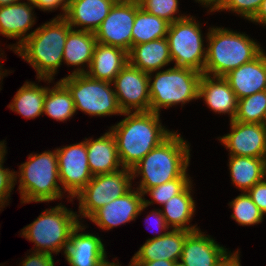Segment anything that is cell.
I'll return each instance as SVG.
<instances>
[{
    "instance_id": "obj_1",
    "label": "cell",
    "mask_w": 266,
    "mask_h": 266,
    "mask_svg": "<svg viewBox=\"0 0 266 266\" xmlns=\"http://www.w3.org/2000/svg\"><path fill=\"white\" fill-rule=\"evenodd\" d=\"M122 115L125 118L109 128L116 139L121 165L131 169L174 131L162 125L159 113L124 112Z\"/></svg>"
},
{
    "instance_id": "obj_2",
    "label": "cell",
    "mask_w": 266,
    "mask_h": 266,
    "mask_svg": "<svg viewBox=\"0 0 266 266\" xmlns=\"http://www.w3.org/2000/svg\"><path fill=\"white\" fill-rule=\"evenodd\" d=\"M190 146L181 134L174 131L131 168L133 180L141 177L136 188L143 194L148 188L178 177H190L187 172Z\"/></svg>"
},
{
    "instance_id": "obj_3",
    "label": "cell",
    "mask_w": 266,
    "mask_h": 266,
    "mask_svg": "<svg viewBox=\"0 0 266 266\" xmlns=\"http://www.w3.org/2000/svg\"><path fill=\"white\" fill-rule=\"evenodd\" d=\"M72 27L63 17H54L41 24L13 52L31 65L38 82L54 80L63 62L66 38Z\"/></svg>"
},
{
    "instance_id": "obj_4",
    "label": "cell",
    "mask_w": 266,
    "mask_h": 266,
    "mask_svg": "<svg viewBox=\"0 0 266 266\" xmlns=\"http://www.w3.org/2000/svg\"><path fill=\"white\" fill-rule=\"evenodd\" d=\"M206 35L204 74L224 77L232 70L258 57L264 49L245 32L209 27Z\"/></svg>"
},
{
    "instance_id": "obj_5",
    "label": "cell",
    "mask_w": 266,
    "mask_h": 266,
    "mask_svg": "<svg viewBox=\"0 0 266 266\" xmlns=\"http://www.w3.org/2000/svg\"><path fill=\"white\" fill-rule=\"evenodd\" d=\"M15 181L19 183L21 204L49 203L66 195L59 178L56 149L30 153L28 160L19 165V172H15Z\"/></svg>"
},
{
    "instance_id": "obj_6",
    "label": "cell",
    "mask_w": 266,
    "mask_h": 266,
    "mask_svg": "<svg viewBox=\"0 0 266 266\" xmlns=\"http://www.w3.org/2000/svg\"><path fill=\"white\" fill-rule=\"evenodd\" d=\"M77 213L62 203L47 208L31 224L21 229L20 236L34 243L32 251L51 255H57L60 251L64 253L72 231L81 223Z\"/></svg>"
},
{
    "instance_id": "obj_7",
    "label": "cell",
    "mask_w": 266,
    "mask_h": 266,
    "mask_svg": "<svg viewBox=\"0 0 266 266\" xmlns=\"http://www.w3.org/2000/svg\"><path fill=\"white\" fill-rule=\"evenodd\" d=\"M201 76L194 69L176 66L149 73L150 111L160 114L162 108L198 100Z\"/></svg>"
},
{
    "instance_id": "obj_8",
    "label": "cell",
    "mask_w": 266,
    "mask_h": 266,
    "mask_svg": "<svg viewBox=\"0 0 266 266\" xmlns=\"http://www.w3.org/2000/svg\"><path fill=\"white\" fill-rule=\"evenodd\" d=\"M60 81L70 91L75 111L91 117L122 116L112 83L92 79L87 74L66 75Z\"/></svg>"
},
{
    "instance_id": "obj_9",
    "label": "cell",
    "mask_w": 266,
    "mask_h": 266,
    "mask_svg": "<svg viewBox=\"0 0 266 266\" xmlns=\"http://www.w3.org/2000/svg\"><path fill=\"white\" fill-rule=\"evenodd\" d=\"M201 28L199 21L189 15L169 24L167 39L174 66L191 68L203 74L206 47Z\"/></svg>"
},
{
    "instance_id": "obj_10",
    "label": "cell",
    "mask_w": 266,
    "mask_h": 266,
    "mask_svg": "<svg viewBox=\"0 0 266 266\" xmlns=\"http://www.w3.org/2000/svg\"><path fill=\"white\" fill-rule=\"evenodd\" d=\"M132 181V171L129 168L93 176L87 185L73 197L79 201L78 219H88L99 208L126 194L133 188Z\"/></svg>"
},
{
    "instance_id": "obj_11",
    "label": "cell",
    "mask_w": 266,
    "mask_h": 266,
    "mask_svg": "<svg viewBox=\"0 0 266 266\" xmlns=\"http://www.w3.org/2000/svg\"><path fill=\"white\" fill-rule=\"evenodd\" d=\"M56 152L61 186L71 202L93 178L88 163L86 142L59 147L56 148Z\"/></svg>"
},
{
    "instance_id": "obj_12",
    "label": "cell",
    "mask_w": 266,
    "mask_h": 266,
    "mask_svg": "<svg viewBox=\"0 0 266 266\" xmlns=\"http://www.w3.org/2000/svg\"><path fill=\"white\" fill-rule=\"evenodd\" d=\"M135 15L136 0H117L95 32L97 42L129 52Z\"/></svg>"
},
{
    "instance_id": "obj_13",
    "label": "cell",
    "mask_w": 266,
    "mask_h": 266,
    "mask_svg": "<svg viewBox=\"0 0 266 266\" xmlns=\"http://www.w3.org/2000/svg\"><path fill=\"white\" fill-rule=\"evenodd\" d=\"M112 84L123 113L150 111L148 73L127 63Z\"/></svg>"
},
{
    "instance_id": "obj_14",
    "label": "cell",
    "mask_w": 266,
    "mask_h": 266,
    "mask_svg": "<svg viewBox=\"0 0 266 266\" xmlns=\"http://www.w3.org/2000/svg\"><path fill=\"white\" fill-rule=\"evenodd\" d=\"M230 122V133L218 137L228 155L266 159V124Z\"/></svg>"
},
{
    "instance_id": "obj_15",
    "label": "cell",
    "mask_w": 266,
    "mask_h": 266,
    "mask_svg": "<svg viewBox=\"0 0 266 266\" xmlns=\"http://www.w3.org/2000/svg\"><path fill=\"white\" fill-rule=\"evenodd\" d=\"M143 200V194L137 188H132L123 196L96 210L88 219L103 231L111 230L135 221L138 215L140 216L141 212L147 208Z\"/></svg>"
},
{
    "instance_id": "obj_16",
    "label": "cell",
    "mask_w": 266,
    "mask_h": 266,
    "mask_svg": "<svg viewBox=\"0 0 266 266\" xmlns=\"http://www.w3.org/2000/svg\"><path fill=\"white\" fill-rule=\"evenodd\" d=\"M86 227L81 222L72 231L64 258L70 266H105L109 261L104 243L99 235L83 233Z\"/></svg>"
},
{
    "instance_id": "obj_17",
    "label": "cell",
    "mask_w": 266,
    "mask_h": 266,
    "mask_svg": "<svg viewBox=\"0 0 266 266\" xmlns=\"http://www.w3.org/2000/svg\"><path fill=\"white\" fill-rule=\"evenodd\" d=\"M34 8L37 7L30 0L0 6V35L18 40L8 45L10 50L14 51L35 31L31 30L36 22Z\"/></svg>"
},
{
    "instance_id": "obj_18",
    "label": "cell",
    "mask_w": 266,
    "mask_h": 266,
    "mask_svg": "<svg viewBox=\"0 0 266 266\" xmlns=\"http://www.w3.org/2000/svg\"><path fill=\"white\" fill-rule=\"evenodd\" d=\"M230 253L211 235L198 229L187 235L179 261L185 266H217Z\"/></svg>"
},
{
    "instance_id": "obj_19",
    "label": "cell",
    "mask_w": 266,
    "mask_h": 266,
    "mask_svg": "<svg viewBox=\"0 0 266 266\" xmlns=\"http://www.w3.org/2000/svg\"><path fill=\"white\" fill-rule=\"evenodd\" d=\"M116 1L117 0H67L63 18L74 30L95 33L103 20L109 15Z\"/></svg>"
},
{
    "instance_id": "obj_20",
    "label": "cell",
    "mask_w": 266,
    "mask_h": 266,
    "mask_svg": "<svg viewBox=\"0 0 266 266\" xmlns=\"http://www.w3.org/2000/svg\"><path fill=\"white\" fill-rule=\"evenodd\" d=\"M198 99L211 111L218 114H228L229 121L234 120L238 110V98L224 77L202 74L199 82Z\"/></svg>"
},
{
    "instance_id": "obj_21",
    "label": "cell",
    "mask_w": 266,
    "mask_h": 266,
    "mask_svg": "<svg viewBox=\"0 0 266 266\" xmlns=\"http://www.w3.org/2000/svg\"><path fill=\"white\" fill-rule=\"evenodd\" d=\"M190 231L170 229L162 237L148 238L133 255L130 262H152L155 260H180L183 244Z\"/></svg>"
},
{
    "instance_id": "obj_22",
    "label": "cell",
    "mask_w": 266,
    "mask_h": 266,
    "mask_svg": "<svg viewBox=\"0 0 266 266\" xmlns=\"http://www.w3.org/2000/svg\"><path fill=\"white\" fill-rule=\"evenodd\" d=\"M224 78L238 99L266 90V52L232 70Z\"/></svg>"
},
{
    "instance_id": "obj_23",
    "label": "cell",
    "mask_w": 266,
    "mask_h": 266,
    "mask_svg": "<svg viewBox=\"0 0 266 266\" xmlns=\"http://www.w3.org/2000/svg\"><path fill=\"white\" fill-rule=\"evenodd\" d=\"M84 141L93 176L113 173L124 168L119 159L116 139L110 129L97 139L89 137Z\"/></svg>"
},
{
    "instance_id": "obj_24",
    "label": "cell",
    "mask_w": 266,
    "mask_h": 266,
    "mask_svg": "<svg viewBox=\"0 0 266 266\" xmlns=\"http://www.w3.org/2000/svg\"><path fill=\"white\" fill-rule=\"evenodd\" d=\"M96 44L94 32L72 29L68 33L63 51V63L73 66V71L69 75L87 73Z\"/></svg>"
},
{
    "instance_id": "obj_25",
    "label": "cell",
    "mask_w": 266,
    "mask_h": 266,
    "mask_svg": "<svg viewBox=\"0 0 266 266\" xmlns=\"http://www.w3.org/2000/svg\"><path fill=\"white\" fill-rule=\"evenodd\" d=\"M128 63L148 74L164 69L172 63L167 37L132 46Z\"/></svg>"
},
{
    "instance_id": "obj_26",
    "label": "cell",
    "mask_w": 266,
    "mask_h": 266,
    "mask_svg": "<svg viewBox=\"0 0 266 266\" xmlns=\"http://www.w3.org/2000/svg\"><path fill=\"white\" fill-rule=\"evenodd\" d=\"M127 63V51L97 42L91 65L86 74L92 79L112 83Z\"/></svg>"
},
{
    "instance_id": "obj_27",
    "label": "cell",
    "mask_w": 266,
    "mask_h": 266,
    "mask_svg": "<svg viewBox=\"0 0 266 266\" xmlns=\"http://www.w3.org/2000/svg\"><path fill=\"white\" fill-rule=\"evenodd\" d=\"M192 184L193 182L181 193L171 197L160 209L167 225L172 229H182L190 232L200 229L197 224L192 225L190 223L196 211V202L192 196Z\"/></svg>"
},
{
    "instance_id": "obj_28",
    "label": "cell",
    "mask_w": 266,
    "mask_h": 266,
    "mask_svg": "<svg viewBox=\"0 0 266 266\" xmlns=\"http://www.w3.org/2000/svg\"><path fill=\"white\" fill-rule=\"evenodd\" d=\"M228 158L231 183L241 192H247L265 178L266 159L235 155Z\"/></svg>"
},
{
    "instance_id": "obj_29",
    "label": "cell",
    "mask_w": 266,
    "mask_h": 266,
    "mask_svg": "<svg viewBox=\"0 0 266 266\" xmlns=\"http://www.w3.org/2000/svg\"><path fill=\"white\" fill-rule=\"evenodd\" d=\"M47 86H39L35 82L25 81L17 90L8 108L26 119H35L43 115L44 98Z\"/></svg>"
},
{
    "instance_id": "obj_30",
    "label": "cell",
    "mask_w": 266,
    "mask_h": 266,
    "mask_svg": "<svg viewBox=\"0 0 266 266\" xmlns=\"http://www.w3.org/2000/svg\"><path fill=\"white\" fill-rule=\"evenodd\" d=\"M169 23L145 12L136 0V15L132 28V46L167 37Z\"/></svg>"
},
{
    "instance_id": "obj_31",
    "label": "cell",
    "mask_w": 266,
    "mask_h": 266,
    "mask_svg": "<svg viewBox=\"0 0 266 266\" xmlns=\"http://www.w3.org/2000/svg\"><path fill=\"white\" fill-rule=\"evenodd\" d=\"M77 113L74 107V101L68 88L59 80L50 88L47 87L44 98L43 115L64 122Z\"/></svg>"
},
{
    "instance_id": "obj_32",
    "label": "cell",
    "mask_w": 266,
    "mask_h": 266,
    "mask_svg": "<svg viewBox=\"0 0 266 266\" xmlns=\"http://www.w3.org/2000/svg\"><path fill=\"white\" fill-rule=\"evenodd\" d=\"M234 120L266 124V90L238 99V110Z\"/></svg>"
},
{
    "instance_id": "obj_33",
    "label": "cell",
    "mask_w": 266,
    "mask_h": 266,
    "mask_svg": "<svg viewBox=\"0 0 266 266\" xmlns=\"http://www.w3.org/2000/svg\"><path fill=\"white\" fill-rule=\"evenodd\" d=\"M228 205L233 211L231 218L240 226L257 225L262 223L264 219L263 213L252 201L247 192H241V194L229 202Z\"/></svg>"
},
{
    "instance_id": "obj_34",
    "label": "cell",
    "mask_w": 266,
    "mask_h": 266,
    "mask_svg": "<svg viewBox=\"0 0 266 266\" xmlns=\"http://www.w3.org/2000/svg\"><path fill=\"white\" fill-rule=\"evenodd\" d=\"M192 181L191 177H178L162 185L148 188L143 196L149 195L152 199L144 198V205L148 207L156 203L163 206L171 197L181 193Z\"/></svg>"
},
{
    "instance_id": "obj_35",
    "label": "cell",
    "mask_w": 266,
    "mask_h": 266,
    "mask_svg": "<svg viewBox=\"0 0 266 266\" xmlns=\"http://www.w3.org/2000/svg\"><path fill=\"white\" fill-rule=\"evenodd\" d=\"M140 7L147 13L164 19L169 24L187 17L179 13L178 0H137ZM179 15H178V14ZM176 14V16H175Z\"/></svg>"
},
{
    "instance_id": "obj_36",
    "label": "cell",
    "mask_w": 266,
    "mask_h": 266,
    "mask_svg": "<svg viewBox=\"0 0 266 266\" xmlns=\"http://www.w3.org/2000/svg\"><path fill=\"white\" fill-rule=\"evenodd\" d=\"M262 0H219L213 7L207 10L211 12L229 11L251 21L261 6Z\"/></svg>"
},
{
    "instance_id": "obj_37",
    "label": "cell",
    "mask_w": 266,
    "mask_h": 266,
    "mask_svg": "<svg viewBox=\"0 0 266 266\" xmlns=\"http://www.w3.org/2000/svg\"><path fill=\"white\" fill-rule=\"evenodd\" d=\"M5 158L0 162V209L3 210L5 206L9 205L11 200V192L17 182L15 181V171L5 168ZM10 198V199H9Z\"/></svg>"
},
{
    "instance_id": "obj_38",
    "label": "cell",
    "mask_w": 266,
    "mask_h": 266,
    "mask_svg": "<svg viewBox=\"0 0 266 266\" xmlns=\"http://www.w3.org/2000/svg\"><path fill=\"white\" fill-rule=\"evenodd\" d=\"M30 253L20 261L19 266H55L53 255L35 251H31Z\"/></svg>"
},
{
    "instance_id": "obj_39",
    "label": "cell",
    "mask_w": 266,
    "mask_h": 266,
    "mask_svg": "<svg viewBox=\"0 0 266 266\" xmlns=\"http://www.w3.org/2000/svg\"><path fill=\"white\" fill-rule=\"evenodd\" d=\"M259 210L266 214V177L247 191Z\"/></svg>"
},
{
    "instance_id": "obj_40",
    "label": "cell",
    "mask_w": 266,
    "mask_h": 266,
    "mask_svg": "<svg viewBox=\"0 0 266 266\" xmlns=\"http://www.w3.org/2000/svg\"><path fill=\"white\" fill-rule=\"evenodd\" d=\"M147 224L152 223L151 225H154V227L158 228L156 232L159 233L158 235H155L153 238H159L162 237L165 233H167L171 228L167 225L166 220L164 216L162 215L160 209H153L147 214L146 219ZM146 222V221H145ZM149 227V225H148ZM149 229V228H148ZM153 232V231H152Z\"/></svg>"
},
{
    "instance_id": "obj_41",
    "label": "cell",
    "mask_w": 266,
    "mask_h": 266,
    "mask_svg": "<svg viewBox=\"0 0 266 266\" xmlns=\"http://www.w3.org/2000/svg\"><path fill=\"white\" fill-rule=\"evenodd\" d=\"M37 9H41V11H56L58 8L61 10L60 14L57 17H63L66 10L67 0H30ZM62 13V14H61Z\"/></svg>"
},
{
    "instance_id": "obj_42",
    "label": "cell",
    "mask_w": 266,
    "mask_h": 266,
    "mask_svg": "<svg viewBox=\"0 0 266 266\" xmlns=\"http://www.w3.org/2000/svg\"><path fill=\"white\" fill-rule=\"evenodd\" d=\"M240 260V252L239 250H235V252L230 253L223 261H221L217 266H242Z\"/></svg>"
},
{
    "instance_id": "obj_43",
    "label": "cell",
    "mask_w": 266,
    "mask_h": 266,
    "mask_svg": "<svg viewBox=\"0 0 266 266\" xmlns=\"http://www.w3.org/2000/svg\"><path fill=\"white\" fill-rule=\"evenodd\" d=\"M251 22L266 26V0H262L261 6Z\"/></svg>"
},
{
    "instance_id": "obj_44",
    "label": "cell",
    "mask_w": 266,
    "mask_h": 266,
    "mask_svg": "<svg viewBox=\"0 0 266 266\" xmlns=\"http://www.w3.org/2000/svg\"><path fill=\"white\" fill-rule=\"evenodd\" d=\"M131 266H173L174 262L168 260H155L152 262H129Z\"/></svg>"
},
{
    "instance_id": "obj_45",
    "label": "cell",
    "mask_w": 266,
    "mask_h": 266,
    "mask_svg": "<svg viewBox=\"0 0 266 266\" xmlns=\"http://www.w3.org/2000/svg\"><path fill=\"white\" fill-rule=\"evenodd\" d=\"M198 3H201L200 5H204L205 8H213L219 0H195Z\"/></svg>"
},
{
    "instance_id": "obj_46",
    "label": "cell",
    "mask_w": 266,
    "mask_h": 266,
    "mask_svg": "<svg viewBox=\"0 0 266 266\" xmlns=\"http://www.w3.org/2000/svg\"><path fill=\"white\" fill-rule=\"evenodd\" d=\"M2 49L0 50V57H1V55H2V57L1 58H4L3 56H4V51H3V53H2ZM3 66H2V64H1V61H0V84L2 83L1 81H3V78L5 77V76H8L7 74L10 72V71H8V70H4L3 68H2ZM4 70V71H3ZM1 86V85H0ZM0 90H1V87H0Z\"/></svg>"
},
{
    "instance_id": "obj_47",
    "label": "cell",
    "mask_w": 266,
    "mask_h": 266,
    "mask_svg": "<svg viewBox=\"0 0 266 266\" xmlns=\"http://www.w3.org/2000/svg\"><path fill=\"white\" fill-rule=\"evenodd\" d=\"M6 141H0V162L5 158L6 154H7V147L5 143Z\"/></svg>"
},
{
    "instance_id": "obj_48",
    "label": "cell",
    "mask_w": 266,
    "mask_h": 266,
    "mask_svg": "<svg viewBox=\"0 0 266 266\" xmlns=\"http://www.w3.org/2000/svg\"><path fill=\"white\" fill-rule=\"evenodd\" d=\"M18 1H20V0H0V6L8 5L11 3L18 2Z\"/></svg>"
},
{
    "instance_id": "obj_49",
    "label": "cell",
    "mask_w": 266,
    "mask_h": 266,
    "mask_svg": "<svg viewBox=\"0 0 266 266\" xmlns=\"http://www.w3.org/2000/svg\"><path fill=\"white\" fill-rule=\"evenodd\" d=\"M105 266H121V264H119V262L117 261V263L109 262ZM128 266H131V264L129 263Z\"/></svg>"
},
{
    "instance_id": "obj_50",
    "label": "cell",
    "mask_w": 266,
    "mask_h": 266,
    "mask_svg": "<svg viewBox=\"0 0 266 266\" xmlns=\"http://www.w3.org/2000/svg\"><path fill=\"white\" fill-rule=\"evenodd\" d=\"M173 266H185V265L181 263L180 261H178V262H174Z\"/></svg>"
}]
</instances>
